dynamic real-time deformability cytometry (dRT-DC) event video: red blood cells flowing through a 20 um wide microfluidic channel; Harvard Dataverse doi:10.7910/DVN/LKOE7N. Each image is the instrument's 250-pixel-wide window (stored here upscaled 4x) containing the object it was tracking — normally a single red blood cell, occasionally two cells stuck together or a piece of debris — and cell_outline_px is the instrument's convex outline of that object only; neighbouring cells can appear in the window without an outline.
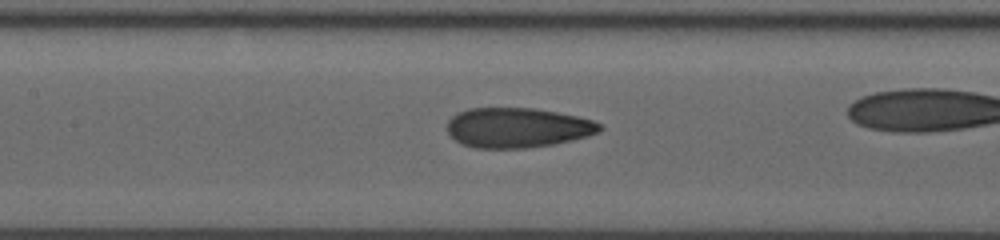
{"species": "human", "species_latin": "Homo sapiens", "temperature_condition": "room temperature", "stored_images_in_passage": 36, "camera_frame_rate_fps": 3000, "um_per_image_px": 0.085, "donor": {"sex": "male"}, "frame": {"image": 1, "passage_image": 25, "time_ms": 5.667, "image_size_px": [1000, 240], "cell_outline_px": [[604, 128], [596, 132], [584, 136], [552, 144], [524, 148], [476, 148], [464, 144], [456, 140], [448, 132], [448, 120], [452, 116], [468, 108], [532, 108], [556, 112], [576, 116], [592, 120], [600, 124]], "centroid_in_image_um": [43.95, 10.84], "position_along_channel_um": 163.5, "area_um2": 34.91}}